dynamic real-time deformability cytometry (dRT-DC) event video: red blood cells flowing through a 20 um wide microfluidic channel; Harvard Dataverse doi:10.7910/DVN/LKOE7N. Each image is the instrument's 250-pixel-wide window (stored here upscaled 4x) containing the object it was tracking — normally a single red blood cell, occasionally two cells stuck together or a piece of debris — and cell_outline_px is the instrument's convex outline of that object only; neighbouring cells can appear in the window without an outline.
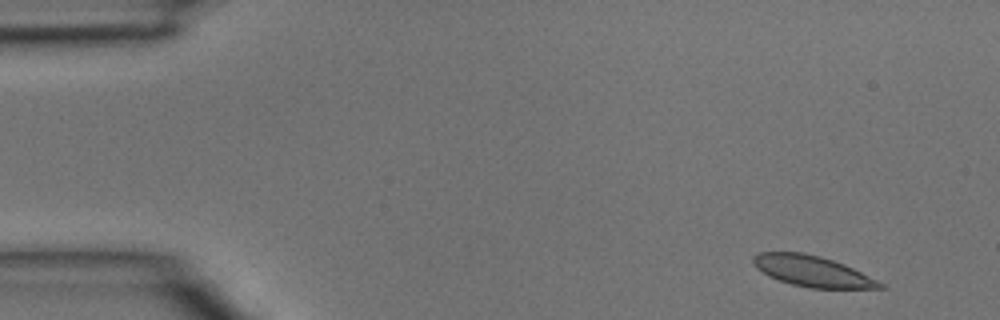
{"species": "common noctule bat (a hibernating species)", "species_latin": "Nyctalus noctula", "temperature_condition": "room temperature", "stored_images_in_passage": 4, "camera_frame_rate_fps": 3000, "um_per_image_px": 0.085, "animal": {"sex": "male", "body_mass_g": 15.6}, "frame": {"image": 1, "passage_image": 1, "time_ms": 0.0, "image_size_px": [1000, 320], "cell_outline_px": [[884, 288], [808, 288], [792, 284], [768, 276], [756, 268], [752, 264], [752, 256], [760, 252], [804, 252], [820, 256], [844, 264], [884, 284]], "centroid_in_image_um": [68.98, 23.04], "position_along_channel_um": 16.0, "area_um2": 22.6}}
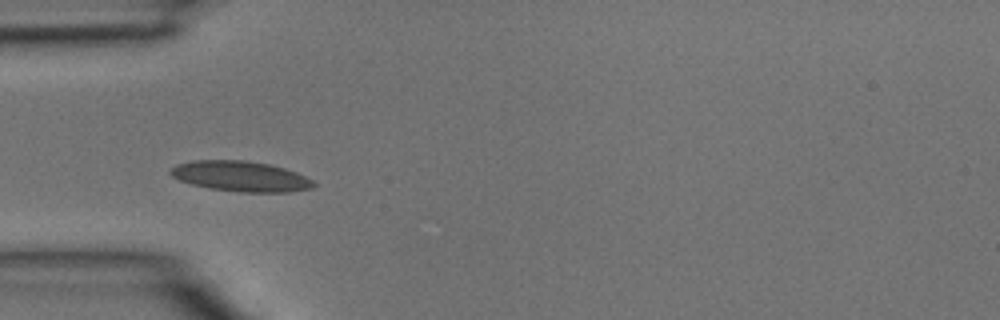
{"frame": {"image": 2, "passage_image": 4, "time_ms": 1.0, "image_size_px": [1000, 320], "cell_outline_px": [[316, 184], [312, 188], [288, 192], [240, 192], [208, 188], [192, 184], [180, 180], [172, 176], [168, 172], [176, 164], [192, 160], [248, 160], [268, 164], [284, 168], [296, 172], [312, 180]], "centroid_in_image_um": [20.43, 14.98], "position_along_channel_um": 64.6, "area_um2": 25.32}}